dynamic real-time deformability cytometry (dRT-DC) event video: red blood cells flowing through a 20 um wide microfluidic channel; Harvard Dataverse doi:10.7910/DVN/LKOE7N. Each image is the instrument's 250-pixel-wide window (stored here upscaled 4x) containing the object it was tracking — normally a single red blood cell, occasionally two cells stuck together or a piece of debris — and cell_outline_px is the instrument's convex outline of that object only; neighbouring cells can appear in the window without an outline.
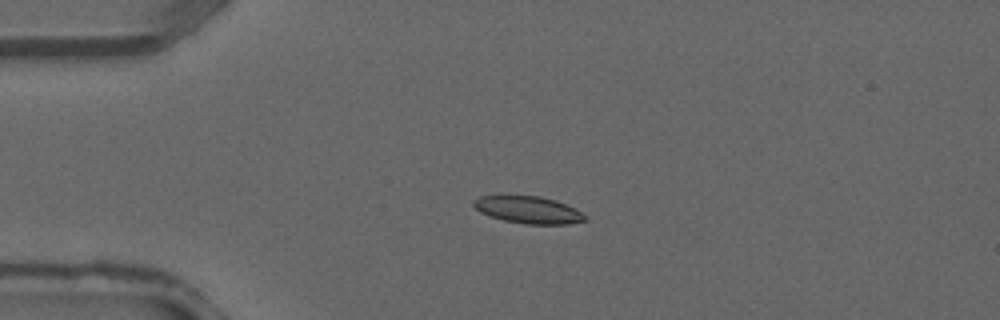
{"species": "common noctule bat (a hibernating species)", "species_latin": "Nyctalus noctula", "temperature_condition": "warm", "stored_images_in_passage": 38, "camera_frame_rate_fps": 3000, "um_per_image_px": 0.085, "animal": {"sex": "male", "forearm_length_mm": 52.5}, "frame": {"image": 1, "passage_image": 9, "time_ms": 2.667, "image_size_px": [1000, 320], "cell_outline_px": [[588, 220], [568, 224], [524, 224], [504, 220], [480, 212], [472, 204], [472, 200], [480, 196], [500, 192], [504, 192], [540, 196], [556, 200], [576, 208], [588, 216]], "centroid_in_image_um": [44.87, 17.77], "position_along_channel_um": 40.1, "area_um2": 18.61}}
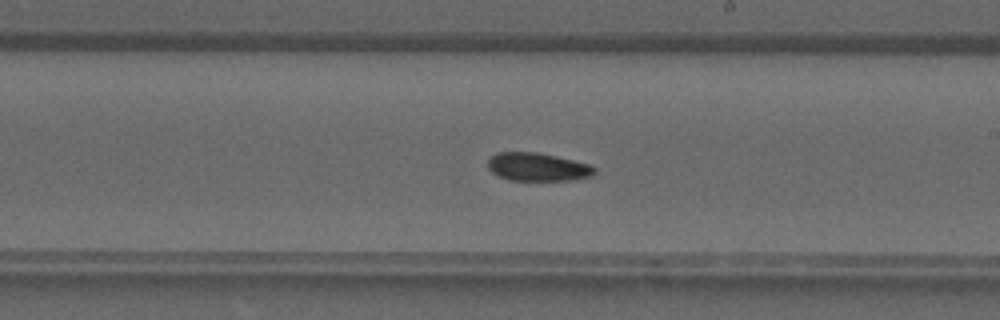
{"frame": {"image": 2, "passage_image": 22, "time_ms": 7.0, "image_size_px": [1000, 320], "cell_outline_px": [[596, 172], [592, 176], [568, 180], [508, 180], [492, 172], [488, 168], [488, 160], [496, 152], [536, 152], [556, 156], [592, 164], [596, 168]], "centroid_in_image_um": [45.72, 14.18], "position_along_channel_um": 243.3, "area_um2": 17.57}}
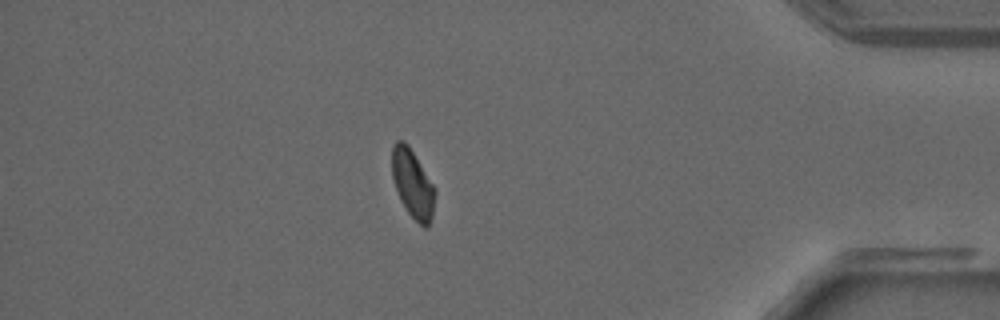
{"frame": {"image": 3, "passage_image": 33, "time_ms": 10.667, "image_size_px": [1000, 320], "cell_outline_px": [[436, 192], [432, 216], [428, 228], [424, 228], [408, 212], [400, 200], [392, 176], [392, 144], [396, 140], [404, 140], [408, 144], [436, 188]], "centroid_in_image_um": [35.08, 15.6], "position_along_channel_um": 400.1, "area_um2": 17.22}}